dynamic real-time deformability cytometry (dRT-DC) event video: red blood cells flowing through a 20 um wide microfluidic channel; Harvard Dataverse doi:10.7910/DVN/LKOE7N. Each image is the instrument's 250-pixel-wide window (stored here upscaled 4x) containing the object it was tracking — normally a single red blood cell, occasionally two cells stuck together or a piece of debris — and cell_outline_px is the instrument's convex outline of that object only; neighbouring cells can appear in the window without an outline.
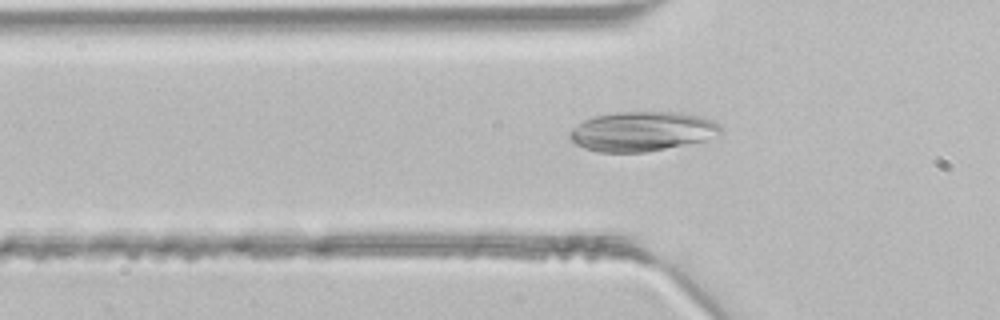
{"species": "common noctule bat (a hibernating species)", "species_latin": "Nyctalus noctula", "temperature_condition": "room temperature", "stored_images_in_passage": 34, "camera_frame_rate_fps": 3000, "um_per_image_px": 0.085, "animal": {"sex": "male", "body_mass_g": 21.5, "forearm_length_mm": 52.0}, "frame": {"image": 1, "passage_image": 4, "time_ms": 1.0, "image_size_px": [1000, 320], "cell_outline_px": [[724, 132], [708, 140], [648, 152], [596, 152], [584, 148], [576, 144], [568, 136], [568, 132], [572, 128], [584, 120], [592, 116], [616, 112], [680, 112], [704, 116], [720, 124]], "centroid_in_image_um": [54.62, 11.16], "position_along_channel_um": 71.2, "area_um2": 35.43}}
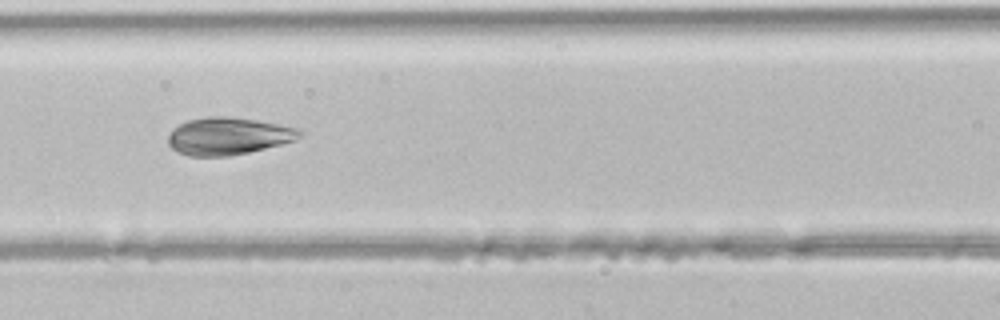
{"frame": {"image": 2, "passage_image": 9, "time_ms": 2.667, "image_size_px": [1000, 320], "cell_outline_px": [[304, 132], [296, 140], [248, 152], [228, 156], [188, 156], [172, 148], [168, 144], [168, 136], [172, 128], [188, 120], [208, 116], [228, 116], [256, 120], [300, 128]], "centroid_in_image_um": [19.4, 11.56], "position_along_channel_um": 147.2, "area_um2": 28.61}}
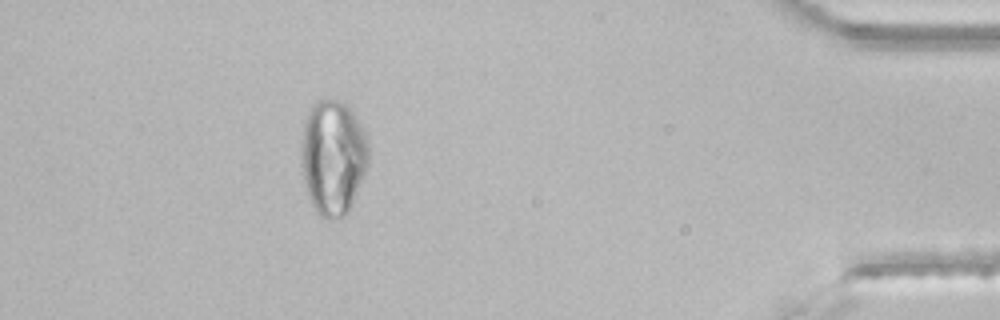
{"frame": {"image": 3, "passage_image": 30, "time_ms": 9.667, "image_size_px": [1000, 320], "cell_outline_px": [[368, 164], [352, 200], [344, 216], [332, 220], [328, 220], [320, 216], [316, 212], [312, 204], [308, 192], [300, 164], [300, 148], [304, 120], [312, 104], [316, 100], [332, 96], [344, 100], [352, 108], [368, 140]], "centroid_in_image_um": [28.28, 13.26], "position_along_channel_um": 406.9, "area_um2": 45.66}}